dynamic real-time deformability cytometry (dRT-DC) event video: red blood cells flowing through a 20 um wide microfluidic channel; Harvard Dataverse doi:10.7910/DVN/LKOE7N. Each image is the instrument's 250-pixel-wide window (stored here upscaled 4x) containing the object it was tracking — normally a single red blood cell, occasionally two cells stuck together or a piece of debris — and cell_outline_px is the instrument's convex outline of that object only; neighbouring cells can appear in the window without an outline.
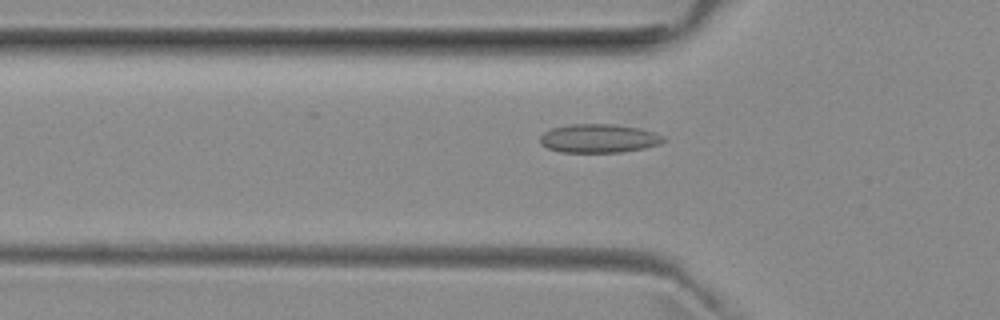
{"species": "common noctule bat (a hibernating species)", "species_latin": "Nyctalus noctula", "temperature_condition": "room temperature", "stored_images_in_passage": 52, "camera_frame_rate_fps": 3000, "um_per_image_px": 0.085, "animal": {"sex": "female", "body_mass_g": 29.2, "forearm_length_mm": 56.3}, "frame": {"image": 1, "passage_image": 17, "time_ms": 5.333, "image_size_px": [1000, 320], "cell_outline_px": [[668, 140], [660, 144], [644, 148], [620, 152], [560, 152], [548, 148], [540, 144], [540, 136], [544, 132], [552, 128], [572, 124], [612, 124], [640, 128], [656, 132], [664, 136]], "centroid_in_image_um": [50.94, 11.76], "position_along_channel_um": 74.9, "area_um2": 20.75}}
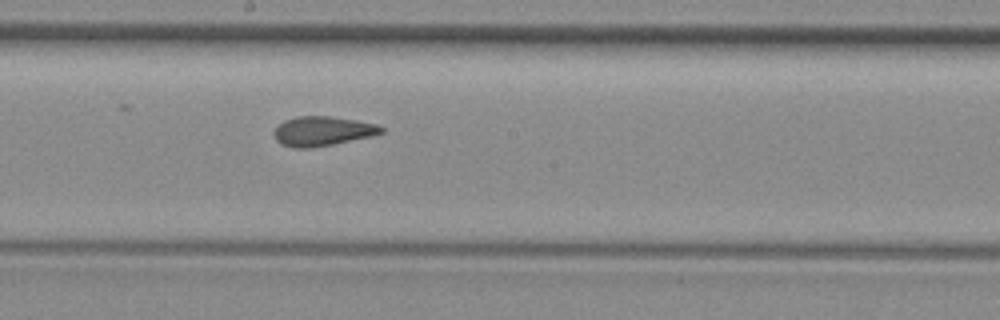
{"frame": {"image": 2, "passage_image": 28, "time_ms": 9.0, "image_size_px": [1000, 320], "cell_outline_px": [[384, 132], [372, 136], [332, 144], [308, 148], [296, 148], [280, 144], [276, 140], [272, 132], [284, 120], [296, 116], [332, 116], [356, 120], [376, 124], [384, 128]], "centroid_in_image_um": [27.4, 11.14], "position_along_channel_um": 220.8, "area_um2": 18.44}}
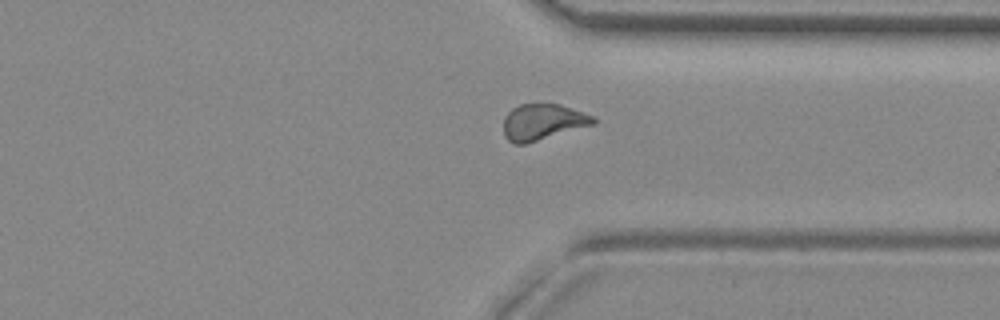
{"frame": {"image": 3, "passage_image": 39, "time_ms": 12.667, "image_size_px": [1000, 320], "cell_outline_px": [[596, 124], [524, 144], [512, 144], [504, 136], [504, 116], [512, 108], [520, 104], [560, 104], [592, 116], [596, 120]], "centroid_in_image_um": [46.11, 10.37], "position_along_channel_um": 365.3, "area_um2": 18.79}, "authors_computed_cell_mechanics": {"area_um2": 18.8428, "velocity_mm_per_s": 3.9551, "shape_relaxation_time_tau1_ms": null, "shape_relaxation_time_tau2_ms": 2.1771, "deformation_change_tau1": null, "deformation_change_tau2": 0.0778}}